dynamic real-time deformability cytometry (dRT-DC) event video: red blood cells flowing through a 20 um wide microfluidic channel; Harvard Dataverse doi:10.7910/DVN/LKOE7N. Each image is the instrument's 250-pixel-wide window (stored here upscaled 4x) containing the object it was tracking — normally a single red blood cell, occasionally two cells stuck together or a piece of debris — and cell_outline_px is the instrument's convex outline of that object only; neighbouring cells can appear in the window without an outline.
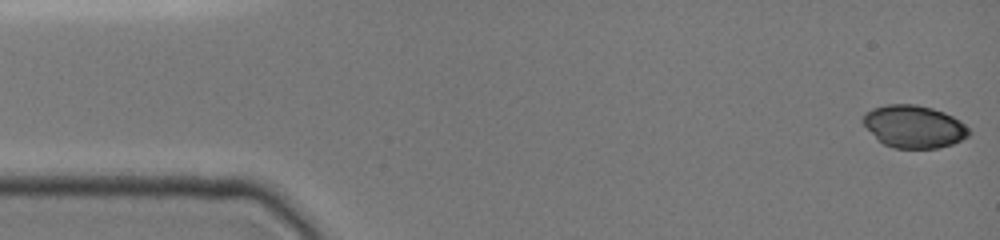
{"species": "common noctule bat (a hibernating species)", "species_latin": "Nyctalus noctula", "temperature_condition": "cold", "stored_images_in_passage": 7, "camera_frame_rate_fps": 3000, "um_per_image_px": 0.085, "animal": {"sex": "female", "body_mass_g": 19.0, "forearm_length_mm": 51.5}, "frame": {"image": 1, "passage_image": 1, "time_ms": 0.0, "image_size_px": [1000, 240], "cell_outline_px": [[972, 132], [968, 136], [952, 144], [936, 148], [892, 148], [884, 144], [860, 120], [872, 108], [888, 104], [916, 104], [932, 108], [944, 112], [960, 120]], "centroid_in_image_um": [77.71, 10.75], "position_along_channel_um": 7.3, "area_um2": 26.01}}
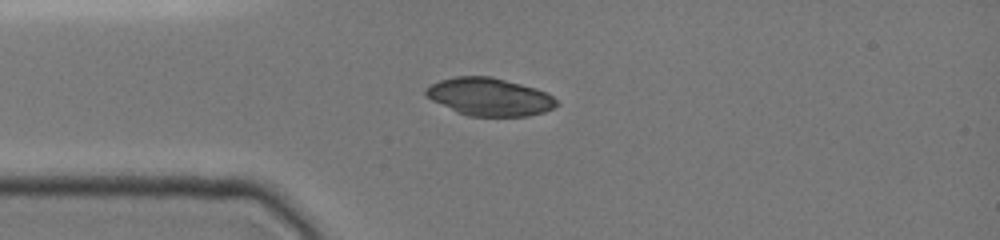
{"frame": {"image": 2, "passage_image": 6, "time_ms": 3.667, "image_size_px": [1000, 240], "cell_outline_px": [[560, 104], [544, 112], [528, 116], [468, 116], [456, 112], [432, 100], [424, 92], [424, 88], [440, 80], [456, 76], [492, 76], [536, 88], [552, 96]], "centroid_in_image_um": [41.6, 8.23], "position_along_channel_um": 43.4, "area_um2": 28.78}}